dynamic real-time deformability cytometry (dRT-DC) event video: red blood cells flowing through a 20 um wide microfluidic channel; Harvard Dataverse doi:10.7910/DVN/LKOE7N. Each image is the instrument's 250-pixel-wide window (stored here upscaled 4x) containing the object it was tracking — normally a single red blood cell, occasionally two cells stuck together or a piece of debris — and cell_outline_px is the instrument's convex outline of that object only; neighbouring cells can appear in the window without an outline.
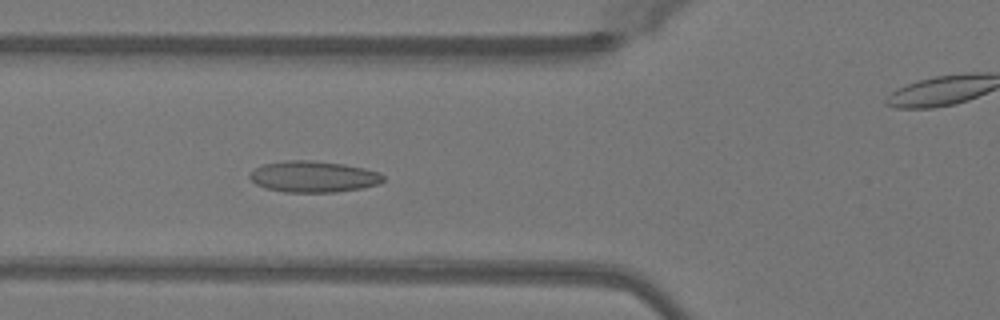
{"species": "Egyptian fruit bat (a non-hibernating species)", "species_latin": "Rousettus aegyptiacus", "temperature_condition": "warm", "stored_images_in_passage": 51, "camera_frame_rate_fps": 3000, "um_per_image_px": 0.085, "animal": {"sex": "female"}, "frame": {"image": 1, "passage_image": 19, "time_ms": 6.0, "image_size_px": [1000, 320], "cell_outline_px": [[384, 180], [380, 184], [364, 188], [336, 192], [284, 192], [264, 188], [256, 184], [248, 176], [256, 168], [264, 164], [284, 160], [312, 160], [344, 164], [364, 168], [380, 172], [384, 176]], "centroid_in_image_um": [26.67, 15.02], "position_along_channel_um": 99.1, "area_um2": 24.51}}
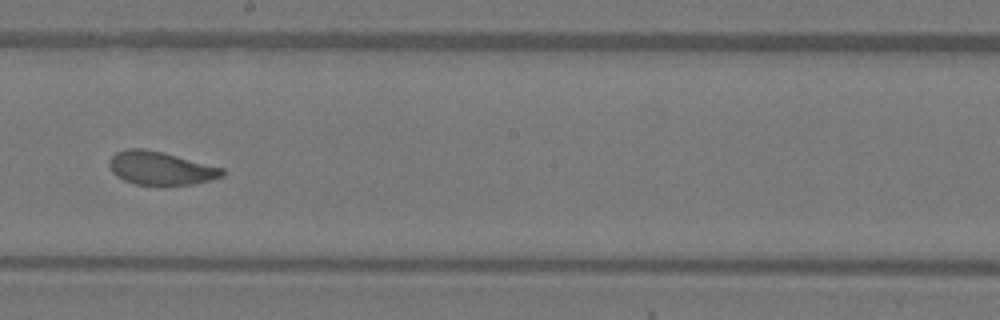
{"frame": {"image": 2, "passage_image": 29, "time_ms": 9.333, "image_size_px": [1000, 320], "cell_outline_px": [[224, 176], [192, 184], [164, 188], [136, 184], [124, 180], [116, 176], [112, 172], [108, 164], [108, 160], [116, 152], [128, 148], [144, 148], [164, 152], [224, 168]], "centroid_in_image_um": [13.64, 14.32], "position_along_channel_um": 234.6, "area_um2": 22.66}}
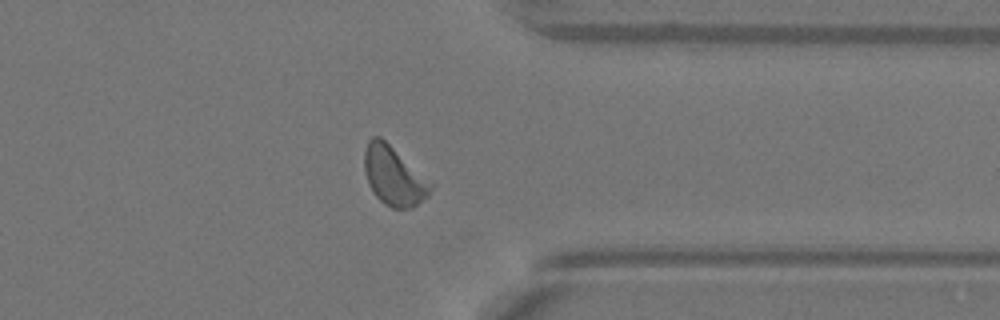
{"frame": {"image": 3, "passage_image": 40, "time_ms": 13.0, "image_size_px": [1000, 320], "cell_outline_px": [[436, 184], [428, 196], [412, 208], [392, 208], [384, 204], [372, 192], [368, 184], [364, 172], [364, 148], [368, 140], [372, 136], [380, 136], [432, 180]], "centroid_in_image_um": [33.5, 14.95], "position_along_channel_um": 377.9, "area_um2": 23.41}, "authors_computed_cell_mechanics": {"area_um2": 22.6576, "velocity_mm_per_s": 4.0535, "shape_relaxation_time_tau1_ms": 3.894, "shape_relaxation_time_tau2_ms": 1.279, "deformation_change_tau1": 0.1351, "deformation_change_tau2": 0.0745}}